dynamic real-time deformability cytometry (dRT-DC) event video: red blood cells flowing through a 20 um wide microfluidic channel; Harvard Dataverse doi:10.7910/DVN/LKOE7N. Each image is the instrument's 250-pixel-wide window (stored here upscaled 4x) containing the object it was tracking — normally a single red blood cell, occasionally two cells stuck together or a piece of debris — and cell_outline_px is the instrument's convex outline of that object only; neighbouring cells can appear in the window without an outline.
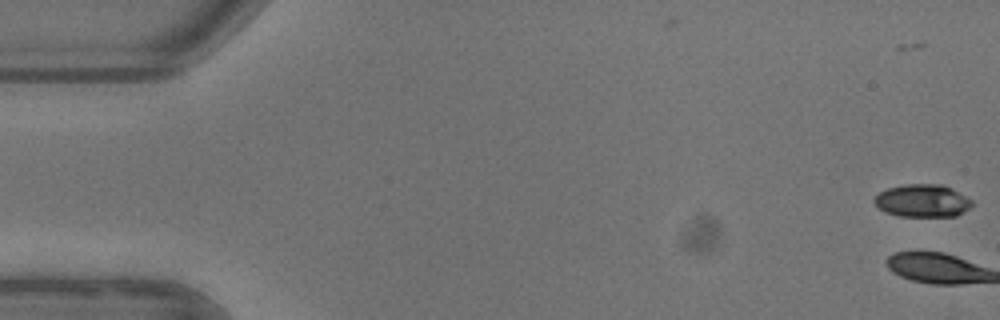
{"species": "common noctule bat (a hibernating species)", "species_latin": "Nyctalus noctula", "temperature_condition": "warm", "stored_images_in_passage": 11, "camera_frame_rate_fps": 3000, "um_per_image_px": 0.085, "animal": {"sex": "female"}, "frame": {"image": 1, "passage_image": 3, "time_ms": 0.667, "image_size_px": [1000, 320], "cell_outline_px": [[972, 204], [964, 212], [956, 216], [900, 216], [884, 212], [872, 200], [880, 192], [888, 188], [904, 184], [940, 184], [952, 188], [972, 200]], "centroid_in_image_um": [78.4, 17.06], "position_along_channel_um": 6.6, "area_um2": 18.55}}